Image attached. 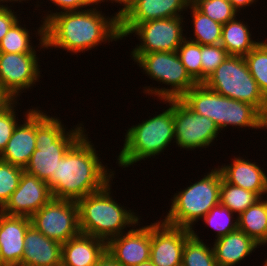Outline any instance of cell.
I'll use <instances>...</instances> for the list:
<instances>
[{"mask_svg": "<svg viewBox=\"0 0 267 266\" xmlns=\"http://www.w3.org/2000/svg\"><path fill=\"white\" fill-rule=\"evenodd\" d=\"M87 136L84 133L68 149L54 174L46 181L53 198L77 202L113 181L114 171L102 164L98 151Z\"/></svg>", "mask_w": 267, "mask_h": 266, "instance_id": "obj_1", "label": "cell"}, {"mask_svg": "<svg viewBox=\"0 0 267 266\" xmlns=\"http://www.w3.org/2000/svg\"><path fill=\"white\" fill-rule=\"evenodd\" d=\"M104 15L97 6L81 11L55 13L45 23L46 49L61 48L74 55L92 50L103 42L104 45L122 40L119 19L113 15Z\"/></svg>", "mask_w": 267, "mask_h": 266, "instance_id": "obj_2", "label": "cell"}, {"mask_svg": "<svg viewBox=\"0 0 267 266\" xmlns=\"http://www.w3.org/2000/svg\"><path fill=\"white\" fill-rule=\"evenodd\" d=\"M45 112L36 108V150L24 171L46 182L56 171L60 159L86 129L79 123L74 129L67 130L59 117Z\"/></svg>", "mask_w": 267, "mask_h": 266, "instance_id": "obj_3", "label": "cell"}, {"mask_svg": "<svg viewBox=\"0 0 267 266\" xmlns=\"http://www.w3.org/2000/svg\"><path fill=\"white\" fill-rule=\"evenodd\" d=\"M111 183L112 181L101 190L77 201L81 233L101 238L106 242L140 221L139 214L137 215L134 210H127L124 205L113 199Z\"/></svg>", "mask_w": 267, "mask_h": 266, "instance_id": "obj_4", "label": "cell"}, {"mask_svg": "<svg viewBox=\"0 0 267 266\" xmlns=\"http://www.w3.org/2000/svg\"><path fill=\"white\" fill-rule=\"evenodd\" d=\"M162 102L169 104V108L126 130L123 148L117 156L116 163L119 167L127 168L151 156L154 158L174 142V99Z\"/></svg>", "mask_w": 267, "mask_h": 266, "instance_id": "obj_5", "label": "cell"}, {"mask_svg": "<svg viewBox=\"0 0 267 266\" xmlns=\"http://www.w3.org/2000/svg\"><path fill=\"white\" fill-rule=\"evenodd\" d=\"M222 174L218 167L206 173L202 179L177 191L162 221L167 225L193 229L212 207L220 204Z\"/></svg>", "mask_w": 267, "mask_h": 266, "instance_id": "obj_6", "label": "cell"}, {"mask_svg": "<svg viewBox=\"0 0 267 266\" xmlns=\"http://www.w3.org/2000/svg\"><path fill=\"white\" fill-rule=\"evenodd\" d=\"M130 56L149 78L170 86L143 87V93L157 96L158 100L181 99L197 84L187 73L177 52H151Z\"/></svg>", "mask_w": 267, "mask_h": 266, "instance_id": "obj_7", "label": "cell"}, {"mask_svg": "<svg viewBox=\"0 0 267 266\" xmlns=\"http://www.w3.org/2000/svg\"><path fill=\"white\" fill-rule=\"evenodd\" d=\"M203 84L227 98L249 103L267 116V99L250 74L244 57L228 56Z\"/></svg>", "mask_w": 267, "mask_h": 266, "instance_id": "obj_8", "label": "cell"}, {"mask_svg": "<svg viewBox=\"0 0 267 266\" xmlns=\"http://www.w3.org/2000/svg\"><path fill=\"white\" fill-rule=\"evenodd\" d=\"M30 219L31 225L37 230L60 243L81 233L76 201L52 198Z\"/></svg>", "mask_w": 267, "mask_h": 266, "instance_id": "obj_9", "label": "cell"}, {"mask_svg": "<svg viewBox=\"0 0 267 266\" xmlns=\"http://www.w3.org/2000/svg\"><path fill=\"white\" fill-rule=\"evenodd\" d=\"M184 18L179 16L157 19L135 25L126 37L135 33L141 43L137 44L130 54L176 52L187 37L183 34Z\"/></svg>", "mask_w": 267, "mask_h": 266, "instance_id": "obj_10", "label": "cell"}, {"mask_svg": "<svg viewBox=\"0 0 267 266\" xmlns=\"http://www.w3.org/2000/svg\"><path fill=\"white\" fill-rule=\"evenodd\" d=\"M174 127V142L188 151L211 146L221 132L214 121L195 113L181 99H174Z\"/></svg>", "mask_w": 267, "mask_h": 266, "instance_id": "obj_11", "label": "cell"}, {"mask_svg": "<svg viewBox=\"0 0 267 266\" xmlns=\"http://www.w3.org/2000/svg\"><path fill=\"white\" fill-rule=\"evenodd\" d=\"M38 63L36 53L0 52V85L19 98L23 90L39 82L41 66Z\"/></svg>", "mask_w": 267, "mask_h": 266, "instance_id": "obj_12", "label": "cell"}, {"mask_svg": "<svg viewBox=\"0 0 267 266\" xmlns=\"http://www.w3.org/2000/svg\"><path fill=\"white\" fill-rule=\"evenodd\" d=\"M191 235V229L170 226L162 220L151 223L150 261L155 266H181L184 244Z\"/></svg>", "mask_w": 267, "mask_h": 266, "instance_id": "obj_13", "label": "cell"}, {"mask_svg": "<svg viewBox=\"0 0 267 266\" xmlns=\"http://www.w3.org/2000/svg\"><path fill=\"white\" fill-rule=\"evenodd\" d=\"M139 224L140 221L106 242V251L121 266H136L150 260L151 224L142 227Z\"/></svg>", "mask_w": 267, "mask_h": 266, "instance_id": "obj_14", "label": "cell"}, {"mask_svg": "<svg viewBox=\"0 0 267 266\" xmlns=\"http://www.w3.org/2000/svg\"><path fill=\"white\" fill-rule=\"evenodd\" d=\"M53 198L47 183L23 171L17 189L0 210L10 216L31 217Z\"/></svg>", "mask_w": 267, "mask_h": 266, "instance_id": "obj_15", "label": "cell"}, {"mask_svg": "<svg viewBox=\"0 0 267 266\" xmlns=\"http://www.w3.org/2000/svg\"><path fill=\"white\" fill-rule=\"evenodd\" d=\"M190 4L188 0H138L119 19L120 37H126V34L139 23L182 16L183 11H188Z\"/></svg>", "mask_w": 267, "mask_h": 266, "instance_id": "obj_16", "label": "cell"}, {"mask_svg": "<svg viewBox=\"0 0 267 266\" xmlns=\"http://www.w3.org/2000/svg\"><path fill=\"white\" fill-rule=\"evenodd\" d=\"M23 124H17L0 159L25 169L36 150V108L24 112Z\"/></svg>", "mask_w": 267, "mask_h": 266, "instance_id": "obj_17", "label": "cell"}, {"mask_svg": "<svg viewBox=\"0 0 267 266\" xmlns=\"http://www.w3.org/2000/svg\"><path fill=\"white\" fill-rule=\"evenodd\" d=\"M31 219L10 216L0 211V252L6 266L21 263L24 255V238Z\"/></svg>", "mask_w": 267, "mask_h": 266, "instance_id": "obj_18", "label": "cell"}, {"mask_svg": "<svg viewBox=\"0 0 267 266\" xmlns=\"http://www.w3.org/2000/svg\"><path fill=\"white\" fill-rule=\"evenodd\" d=\"M232 160L229 165L218 166L223 178L228 183L252 191L263 198L267 192V174L264 169L256 162L241 156H234Z\"/></svg>", "mask_w": 267, "mask_h": 266, "instance_id": "obj_19", "label": "cell"}, {"mask_svg": "<svg viewBox=\"0 0 267 266\" xmlns=\"http://www.w3.org/2000/svg\"><path fill=\"white\" fill-rule=\"evenodd\" d=\"M62 243L47 238L30 225L24 238L23 264L31 266H61Z\"/></svg>", "mask_w": 267, "mask_h": 266, "instance_id": "obj_20", "label": "cell"}, {"mask_svg": "<svg viewBox=\"0 0 267 266\" xmlns=\"http://www.w3.org/2000/svg\"><path fill=\"white\" fill-rule=\"evenodd\" d=\"M105 252V240L80 233L62 243L61 266H95Z\"/></svg>", "mask_w": 267, "mask_h": 266, "instance_id": "obj_21", "label": "cell"}, {"mask_svg": "<svg viewBox=\"0 0 267 266\" xmlns=\"http://www.w3.org/2000/svg\"><path fill=\"white\" fill-rule=\"evenodd\" d=\"M213 243L217 266H235L260 246L239 229L215 239Z\"/></svg>", "mask_w": 267, "mask_h": 266, "instance_id": "obj_22", "label": "cell"}, {"mask_svg": "<svg viewBox=\"0 0 267 266\" xmlns=\"http://www.w3.org/2000/svg\"><path fill=\"white\" fill-rule=\"evenodd\" d=\"M227 99V97L207 88L203 83L193 86L181 98L195 113L214 121L218 128L224 122Z\"/></svg>", "mask_w": 267, "mask_h": 266, "instance_id": "obj_23", "label": "cell"}, {"mask_svg": "<svg viewBox=\"0 0 267 266\" xmlns=\"http://www.w3.org/2000/svg\"><path fill=\"white\" fill-rule=\"evenodd\" d=\"M243 22L235 18L222 26L220 44L229 56L244 57L260 42L252 39L250 27Z\"/></svg>", "mask_w": 267, "mask_h": 266, "instance_id": "obj_24", "label": "cell"}, {"mask_svg": "<svg viewBox=\"0 0 267 266\" xmlns=\"http://www.w3.org/2000/svg\"><path fill=\"white\" fill-rule=\"evenodd\" d=\"M238 218V229L245 232L260 246L267 245V203L260 198L242 212Z\"/></svg>", "mask_w": 267, "mask_h": 266, "instance_id": "obj_25", "label": "cell"}, {"mask_svg": "<svg viewBox=\"0 0 267 266\" xmlns=\"http://www.w3.org/2000/svg\"><path fill=\"white\" fill-rule=\"evenodd\" d=\"M264 116L251 104L228 98L225 104L224 122L219 130L226 127H249L248 129H262Z\"/></svg>", "mask_w": 267, "mask_h": 266, "instance_id": "obj_26", "label": "cell"}, {"mask_svg": "<svg viewBox=\"0 0 267 266\" xmlns=\"http://www.w3.org/2000/svg\"><path fill=\"white\" fill-rule=\"evenodd\" d=\"M188 9L191 12L193 24L191 28L194 31V37L188 39L200 45L220 44L223 25L204 15L193 4H190Z\"/></svg>", "mask_w": 267, "mask_h": 266, "instance_id": "obj_27", "label": "cell"}, {"mask_svg": "<svg viewBox=\"0 0 267 266\" xmlns=\"http://www.w3.org/2000/svg\"><path fill=\"white\" fill-rule=\"evenodd\" d=\"M260 197L249 190L228 183L224 178L220 187V204L239 216Z\"/></svg>", "mask_w": 267, "mask_h": 266, "instance_id": "obj_28", "label": "cell"}, {"mask_svg": "<svg viewBox=\"0 0 267 266\" xmlns=\"http://www.w3.org/2000/svg\"><path fill=\"white\" fill-rule=\"evenodd\" d=\"M192 229V235L184 244L181 266H217L213 247L203 242Z\"/></svg>", "mask_w": 267, "mask_h": 266, "instance_id": "obj_29", "label": "cell"}, {"mask_svg": "<svg viewBox=\"0 0 267 266\" xmlns=\"http://www.w3.org/2000/svg\"><path fill=\"white\" fill-rule=\"evenodd\" d=\"M21 20H18L10 30L5 34L0 42L1 53H37L36 46L30 39L32 32L20 25Z\"/></svg>", "mask_w": 267, "mask_h": 266, "instance_id": "obj_30", "label": "cell"}, {"mask_svg": "<svg viewBox=\"0 0 267 266\" xmlns=\"http://www.w3.org/2000/svg\"><path fill=\"white\" fill-rule=\"evenodd\" d=\"M250 74L267 99V41H260L244 56Z\"/></svg>", "mask_w": 267, "mask_h": 266, "instance_id": "obj_31", "label": "cell"}, {"mask_svg": "<svg viewBox=\"0 0 267 266\" xmlns=\"http://www.w3.org/2000/svg\"><path fill=\"white\" fill-rule=\"evenodd\" d=\"M233 214L227 207L218 204L212 207L202 220L213 228L217 239L238 229V218L234 219Z\"/></svg>", "mask_w": 267, "mask_h": 266, "instance_id": "obj_32", "label": "cell"}, {"mask_svg": "<svg viewBox=\"0 0 267 266\" xmlns=\"http://www.w3.org/2000/svg\"><path fill=\"white\" fill-rule=\"evenodd\" d=\"M176 52L190 77L202 83L201 45L186 38Z\"/></svg>", "mask_w": 267, "mask_h": 266, "instance_id": "obj_33", "label": "cell"}, {"mask_svg": "<svg viewBox=\"0 0 267 266\" xmlns=\"http://www.w3.org/2000/svg\"><path fill=\"white\" fill-rule=\"evenodd\" d=\"M200 12L222 25L238 16L228 0H196L192 3Z\"/></svg>", "mask_w": 267, "mask_h": 266, "instance_id": "obj_34", "label": "cell"}, {"mask_svg": "<svg viewBox=\"0 0 267 266\" xmlns=\"http://www.w3.org/2000/svg\"><path fill=\"white\" fill-rule=\"evenodd\" d=\"M24 169L0 159V210L17 189Z\"/></svg>", "mask_w": 267, "mask_h": 266, "instance_id": "obj_35", "label": "cell"}, {"mask_svg": "<svg viewBox=\"0 0 267 266\" xmlns=\"http://www.w3.org/2000/svg\"><path fill=\"white\" fill-rule=\"evenodd\" d=\"M51 3H53L55 6H57V11L60 12H53V11H47L48 13L42 17L41 20V26L37 29V32L35 33L39 37V44L38 48L40 49H46V42H45V23L55 14V13H61V12H71V11H81L85 10V7L88 9L92 8L94 5L89 0H49ZM84 8V9H83ZM62 10V11H61Z\"/></svg>", "mask_w": 267, "mask_h": 266, "instance_id": "obj_36", "label": "cell"}, {"mask_svg": "<svg viewBox=\"0 0 267 266\" xmlns=\"http://www.w3.org/2000/svg\"><path fill=\"white\" fill-rule=\"evenodd\" d=\"M228 56L221 44L201 45L202 83Z\"/></svg>", "mask_w": 267, "mask_h": 266, "instance_id": "obj_37", "label": "cell"}, {"mask_svg": "<svg viewBox=\"0 0 267 266\" xmlns=\"http://www.w3.org/2000/svg\"><path fill=\"white\" fill-rule=\"evenodd\" d=\"M18 103L17 101L11 108L0 113V154L5 149L15 127L20 123L18 117H16V115H18L16 114V106Z\"/></svg>", "mask_w": 267, "mask_h": 266, "instance_id": "obj_38", "label": "cell"}, {"mask_svg": "<svg viewBox=\"0 0 267 266\" xmlns=\"http://www.w3.org/2000/svg\"><path fill=\"white\" fill-rule=\"evenodd\" d=\"M12 6L1 4L0 6V42L10 28L19 20Z\"/></svg>", "mask_w": 267, "mask_h": 266, "instance_id": "obj_39", "label": "cell"}, {"mask_svg": "<svg viewBox=\"0 0 267 266\" xmlns=\"http://www.w3.org/2000/svg\"><path fill=\"white\" fill-rule=\"evenodd\" d=\"M17 100L19 99L15 98L7 89L0 85V113L11 108Z\"/></svg>", "mask_w": 267, "mask_h": 266, "instance_id": "obj_40", "label": "cell"}, {"mask_svg": "<svg viewBox=\"0 0 267 266\" xmlns=\"http://www.w3.org/2000/svg\"><path fill=\"white\" fill-rule=\"evenodd\" d=\"M110 3H118L120 6H123L122 8H119L117 12L114 13V16H116L118 19H120L122 16H124L131 8L132 6L138 1V0H109Z\"/></svg>", "mask_w": 267, "mask_h": 266, "instance_id": "obj_41", "label": "cell"}, {"mask_svg": "<svg viewBox=\"0 0 267 266\" xmlns=\"http://www.w3.org/2000/svg\"><path fill=\"white\" fill-rule=\"evenodd\" d=\"M95 266H121L106 251Z\"/></svg>", "mask_w": 267, "mask_h": 266, "instance_id": "obj_42", "label": "cell"}, {"mask_svg": "<svg viewBox=\"0 0 267 266\" xmlns=\"http://www.w3.org/2000/svg\"><path fill=\"white\" fill-rule=\"evenodd\" d=\"M233 7L240 12L243 9H246L247 6H251L253 3H256V0H228Z\"/></svg>", "mask_w": 267, "mask_h": 266, "instance_id": "obj_43", "label": "cell"}, {"mask_svg": "<svg viewBox=\"0 0 267 266\" xmlns=\"http://www.w3.org/2000/svg\"><path fill=\"white\" fill-rule=\"evenodd\" d=\"M89 1L94 5V7H95V5H97V7L98 6L100 7V5H98V4L104 3L105 1L109 2V0H89Z\"/></svg>", "mask_w": 267, "mask_h": 266, "instance_id": "obj_44", "label": "cell"}, {"mask_svg": "<svg viewBox=\"0 0 267 266\" xmlns=\"http://www.w3.org/2000/svg\"><path fill=\"white\" fill-rule=\"evenodd\" d=\"M136 266H155L150 260L137 264Z\"/></svg>", "mask_w": 267, "mask_h": 266, "instance_id": "obj_45", "label": "cell"}, {"mask_svg": "<svg viewBox=\"0 0 267 266\" xmlns=\"http://www.w3.org/2000/svg\"><path fill=\"white\" fill-rule=\"evenodd\" d=\"M18 1H19V4H20V2L23 3V1H26V0H1V4H2V3H5V2H6V3H9V2H10V3H12V2L15 3V2H18ZM27 1H29V0H27Z\"/></svg>", "mask_w": 267, "mask_h": 266, "instance_id": "obj_46", "label": "cell"}, {"mask_svg": "<svg viewBox=\"0 0 267 266\" xmlns=\"http://www.w3.org/2000/svg\"><path fill=\"white\" fill-rule=\"evenodd\" d=\"M263 130L267 129V116L264 117V122H263V127H262Z\"/></svg>", "mask_w": 267, "mask_h": 266, "instance_id": "obj_47", "label": "cell"}, {"mask_svg": "<svg viewBox=\"0 0 267 266\" xmlns=\"http://www.w3.org/2000/svg\"><path fill=\"white\" fill-rule=\"evenodd\" d=\"M10 266H31V265H27V264H23V263H17V264H13Z\"/></svg>", "mask_w": 267, "mask_h": 266, "instance_id": "obj_48", "label": "cell"}, {"mask_svg": "<svg viewBox=\"0 0 267 266\" xmlns=\"http://www.w3.org/2000/svg\"><path fill=\"white\" fill-rule=\"evenodd\" d=\"M0 266H6V265L2 262L1 252H0Z\"/></svg>", "mask_w": 267, "mask_h": 266, "instance_id": "obj_49", "label": "cell"}, {"mask_svg": "<svg viewBox=\"0 0 267 266\" xmlns=\"http://www.w3.org/2000/svg\"><path fill=\"white\" fill-rule=\"evenodd\" d=\"M263 264H264L263 266H267V258L265 259Z\"/></svg>", "mask_w": 267, "mask_h": 266, "instance_id": "obj_50", "label": "cell"}, {"mask_svg": "<svg viewBox=\"0 0 267 266\" xmlns=\"http://www.w3.org/2000/svg\"><path fill=\"white\" fill-rule=\"evenodd\" d=\"M191 4L193 3V2H195L196 0H188Z\"/></svg>", "mask_w": 267, "mask_h": 266, "instance_id": "obj_51", "label": "cell"}]
</instances>
